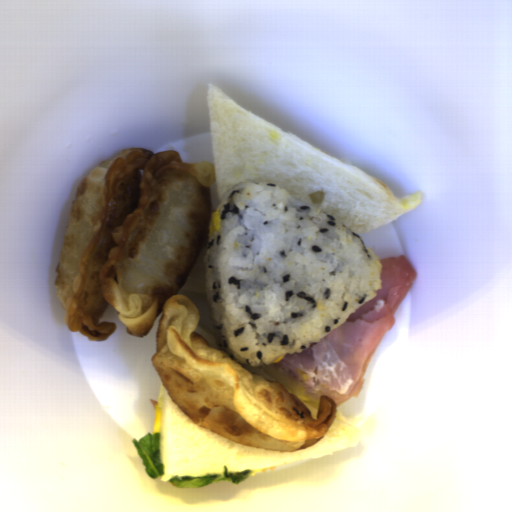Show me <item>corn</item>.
<instances>
[{
	"instance_id": "51d56268",
	"label": "corn",
	"mask_w": 512,
	"mask_h": 512,
	"mask_svg": "<svg viewBox=\"0 0 512 512\" xmlns=\"http://www.w3.org/2000/svg\"><path fill=\"white\" fill-rule=\"evenodd\" d=\"M221 231V215L218 211H212L211 220L208 227L207 236H212L214 234H220Z\"/></svg>"
},
{
	"instance_id": "f1292c28",
	"label": "corn",
	"mask_w": 512,
	"mask_h": 512,
	"mask_svg": "<svg viewBox=\"0 0 512 512\" xmlns=\"http://www.w3.org/2000/svg\"><path fill=\"white\" fill-rule=\"evenodd\" d=\"M284 356H285V355H283V356H280V357L276 358L272 363H273V364H277L279 361H281L282 359H284Z\"/></svg>"
}]
</instances>
